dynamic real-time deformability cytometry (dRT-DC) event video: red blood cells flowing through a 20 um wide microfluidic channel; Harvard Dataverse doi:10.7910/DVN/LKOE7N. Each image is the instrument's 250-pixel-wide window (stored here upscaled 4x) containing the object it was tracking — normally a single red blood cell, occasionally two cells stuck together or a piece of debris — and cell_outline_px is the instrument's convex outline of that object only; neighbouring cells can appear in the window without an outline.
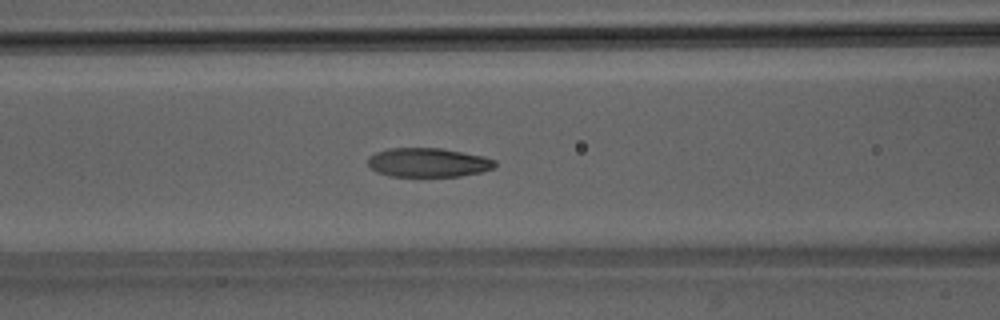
{"species": "Egyptian fruit bat (a non-hibernating species)", "species_latin": "Rousettus aegyptiacus", "temperature_condition": "room temperature", "stored_images_in_passage": 52, "camera_frame_rate_fps": 3000, "um_per_image_px": 0.085, "animal": {"sex": "male"}, "frame": {"image": 1, "passage_image": 22, "time_ms": 7.0, "image_size_px": [1000, 320], "cell_outline_px": [[496, 168], [480, 172], [460, 176], [388, 176], [376, 172], [368, 168], [368, 156], [376, 152], [388, 148], [440, 148], [484, 156], [496, 160]], "centroid_in_image_um": [36.37, 13.81], "position_along_channel_um": 130.2, "area_um2": 21.73}}
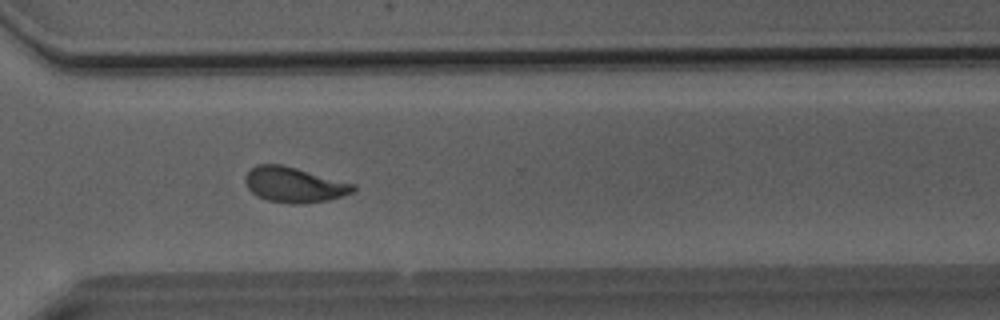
{"frame": {"image": 2, "passage_image": 38, "time_ms": 12.333, "image_size_px": [1000, 320], "cell_outline_px": [[356, 188], [352, 192], [328, 200], [300, 204], [292, 204], [268, 200], [256, 196], [248, 188], [244, 180], [244, 176], [256, 164], [280, 164], [296, 168], [356, 184]], "centroid_in_image_um": [24.98, 15.7], "position_along_channel_um": 345.6, "area_um2": 22.08}}
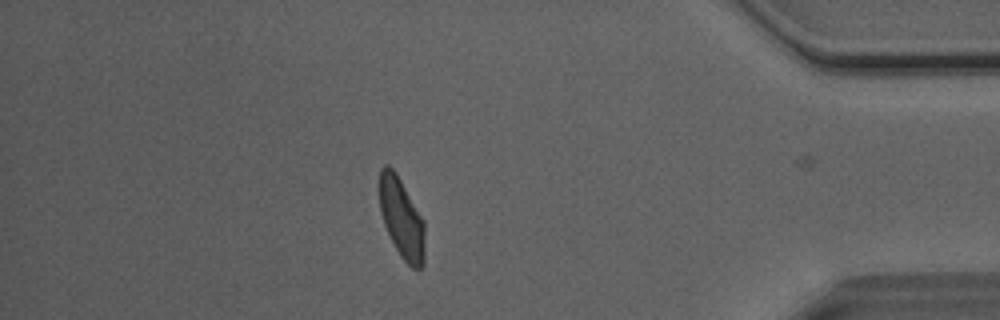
{"frame": {"image": 3, "passage_image": 45, "time_ms": 14.667, "image_size_px": [1000, 320], "cell_outline_px": [[424, 264], [420, 268], [412, 268], [400, 256], [384, 224], [380, 212], [380, 168], [384, 164], [388, 164], [396, 172], [424, 220]], "centroid_in_image_um": [34.14, 18.53], "position_along_channel_um": 401.1, "area_um2": 21.04}, "authors_computed_cell_mechanics": {"area_um2": 22.0507, "velocity_mm_per_s": 4.0465, "shape_relaxation_time_tau1_ms": 4.153, "shape_relaxation_time_tau2_ms": 1.7279, "deformation_change_tau1": 0.149, "deformation_change_tau2": 0.0877}}